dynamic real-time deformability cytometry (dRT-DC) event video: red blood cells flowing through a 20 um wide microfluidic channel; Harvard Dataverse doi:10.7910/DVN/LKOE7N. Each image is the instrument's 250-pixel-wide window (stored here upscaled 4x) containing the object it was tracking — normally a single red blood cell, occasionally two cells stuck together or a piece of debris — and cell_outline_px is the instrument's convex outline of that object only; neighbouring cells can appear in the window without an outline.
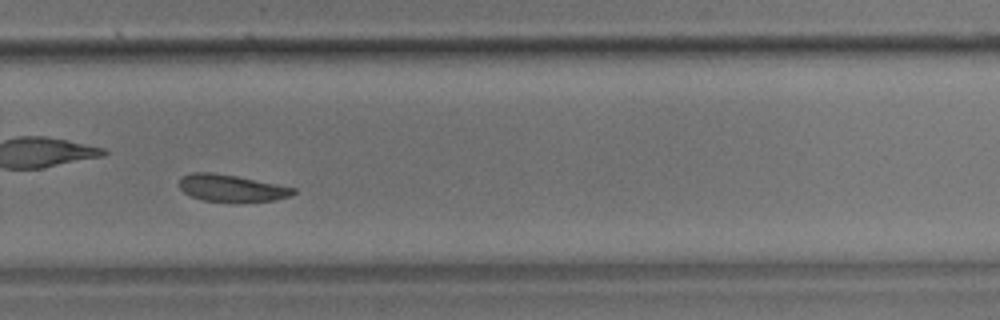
{"species": "common noctule bat (a hibernating species)", "species_latin": "Nyctalus noctula", "temperature_condition": "room temperature", "stored_images_in_passage": 22, "camera_frame_rate_fps": 3000, "um_per_image_px": 0.085, "animal": {"sex": "male", "body_mass_g": 17.9}, "frame": {"image": 1, "passage_image": 16, "time_ms": 5.0, "image_size_px": [1000, 320], "cell_outline_px": [[296, 192], [292, 196], [276, 200], [240, 204], [232, 204], [204, 200], [192, 196], [184, 192], [180, 188], [180, 180], [184, 176], [192, 172], [212, 172], [236, 176], [296, 188]], "centroid_in_image_um": [19.73, 16.03], "position_along_channel_um": 310.1, "area_um2": 18.44}}